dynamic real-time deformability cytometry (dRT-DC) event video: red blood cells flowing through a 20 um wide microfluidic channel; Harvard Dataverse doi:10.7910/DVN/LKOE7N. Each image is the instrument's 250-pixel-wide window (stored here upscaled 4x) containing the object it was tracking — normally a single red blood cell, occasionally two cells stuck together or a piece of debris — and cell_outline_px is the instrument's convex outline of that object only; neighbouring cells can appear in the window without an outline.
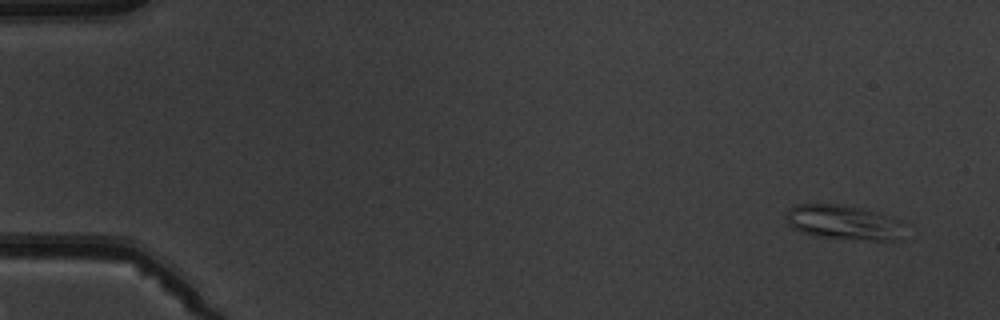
{"species": "common noctule bat (a hibernating species)", "species_latin": "Nyctalus noctula", "temperature_condition": "warm", "stored_images_in_passage": 6, "camera_frame_rate_fps": 3000, "um_per_image_px": 0.085, "animal": {"sex": "male", "body_mass_g": 19.5, "forearm_length_mm": 54.6}, "frame": {"image": 1, "passage_image": 1, "time_ms": 0.0, "image_size_px": [1000, 320], "cell_outline_px": [[912, 224], [900, 240], [868, 240], [816, 236], [804, 232], [788, 224], [784, 216], [788, 208], [796, 204], [844, 204], [876, 212]], "centroid_in_image_um": [71.83, 18.9], "position_along_channel_um": 13.2, "area_um2": 24.45}}
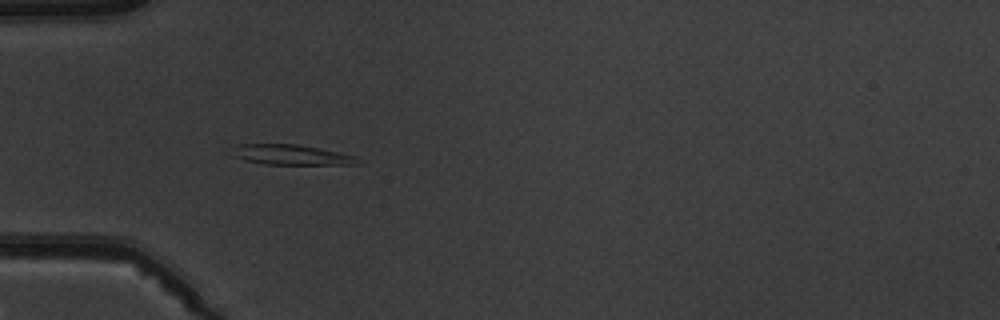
{"frame": {"image": 2, "passage_image": 5, "time_ms": 4.667, "image_size_px": [1000, 320], "cell_outline_px": [[360, 164], [264, 164], [244, 160], [232, 156], [236, 144], [296, 144], [340, 152], [352, 156]], "centroid_in_image_um": [24.68, 13.15], "position_along_channel_um": 60.3, "area_um2": 14.45}}
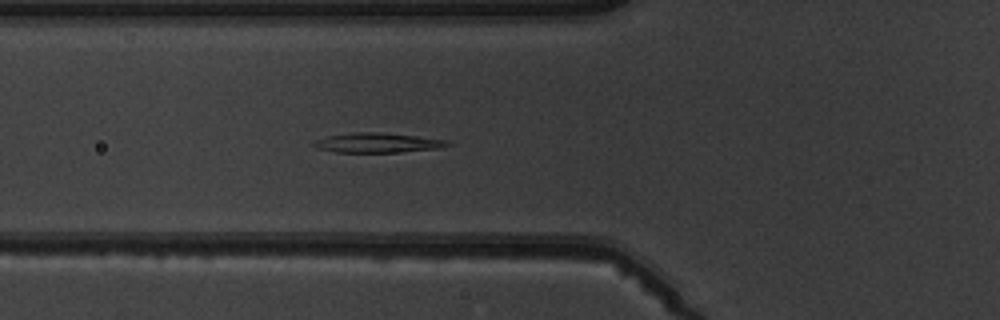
{"frame": {"image": 3, "passage_image": 6, "time_ms": 5.667, "image_size_px": [1000, 320], "cell_outline_px": [[452, 144], [440, 148], [396, 152], [336, 152], [320, 148], [312, 144], [316, 140], [328, 136], [356, 132], [376, 132], [416, 136], [448, 140]], "centroid_in_image_um": [32.14, 12.13], "position_along_channel_um": 93.7, "area_um2": 15.03}}